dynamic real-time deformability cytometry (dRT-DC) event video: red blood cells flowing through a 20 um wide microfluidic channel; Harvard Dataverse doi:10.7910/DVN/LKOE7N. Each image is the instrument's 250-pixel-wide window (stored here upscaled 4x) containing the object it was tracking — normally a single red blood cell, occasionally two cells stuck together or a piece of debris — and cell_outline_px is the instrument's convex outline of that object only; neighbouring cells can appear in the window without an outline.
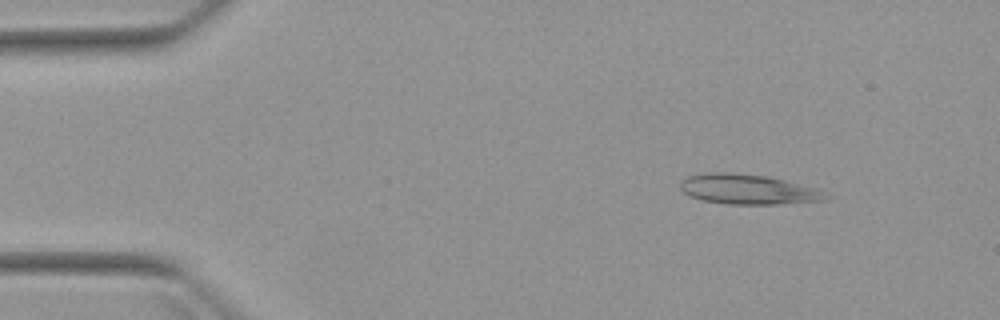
{"species": "Egyptian fruit bat (a non-hibernating species)", "species_latin": "Rousettus aegyptiacus", "temperature_condition": "warm", "stored_images_in_passage": 3, "camera_frame_rate_fps": 3000, "um_per_image_px": 0.085, "animal": {"sex": "female"}, "frame": {"image": 1, "passage_image": 1, "time_ms": 0.0, "image_size_px": [1000, 320], "cell_outline_px": [[832, 196], [828, 200], [780, 204], [728, 204], [704, 200], [692, 196], [684, 192], [680, 188], [680, 180], [688, 176], [704, 172], [732, 172], [768, 176], [816, 188]], "centroid_in_image_um": [63.61, 16.08], "position_along_channel_um": 21.4, "area_um2": 25.55}}